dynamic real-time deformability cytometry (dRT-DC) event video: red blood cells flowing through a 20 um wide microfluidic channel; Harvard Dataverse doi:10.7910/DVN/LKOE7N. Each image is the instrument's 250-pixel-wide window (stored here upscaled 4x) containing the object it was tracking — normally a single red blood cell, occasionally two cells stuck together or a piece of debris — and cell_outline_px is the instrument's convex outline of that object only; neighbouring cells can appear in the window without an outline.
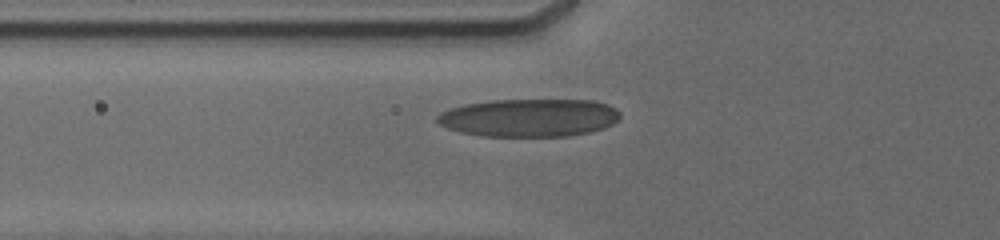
{"species": "human", "species_latin": "Homo sapiens", "temperature_condition": "cold", "stored_images_in_passage": 29, "camera_frame_rate_fps": 3000, "um_per_image_px": 0.085, "donor": {"sex": "male"}, "frame": {"image": 1, "passage_image": 4, "time_ms": 0.333, "image_size_px": [1000, 240], "cell_outline_px": [[620, 116], [612, 124], [604, 128], [592, 132], [568, 136], [480, 136], [460, 132], [448, 128], [440, 124], [436, 120], [436, 116], [440, 112], [464, 104], [492, 100], [592, 100], [608, 104], [616, 108], [620, 112]], "centroid_in_image_um": [44.99, 10.01], "position_along_channel_um": 80.8, "area_um2": 40.63}}
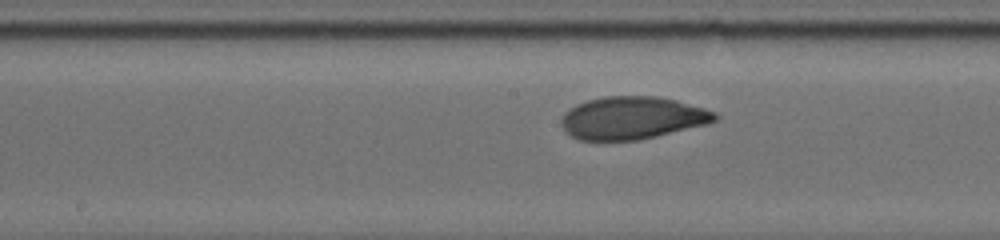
{"frame": {"image": 2, "passage_image": 13, "time_ms": 3.333, "image_size_px": [1000, 240], "cell_outline_px": [[720, 116], [716, 120], [708, 124], [640, 140], [580, 140], [572, 136], [564, 128], [560, 120], [564, 112], [576, 104], [588, 100], [604, 96], [656, 96], [676, 100], [704, 108], [716, 112]], "centroid_in_image_um": [53.77, 10.02], "position_along_channel_um": 194.4, "area_um2": 38.21}}
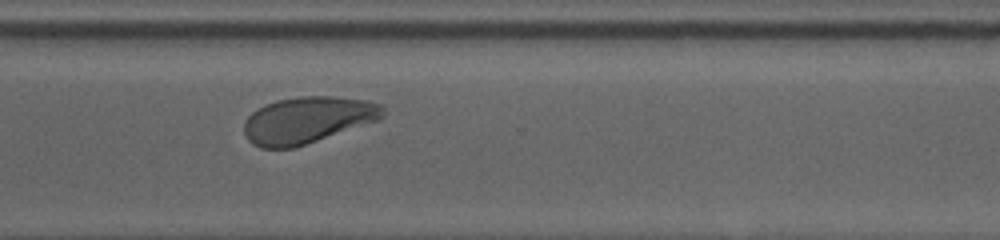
{"frame": {"image": 3, "passage_image": 28, "time_ms": 7.333, "image_size_px": [1000, 240], "cell_outline_px": [[384, 116], [376, 120], [292, 148], [260, 148], [252, 144], [248, 140], [244, 132], [244, 124], [248, 116], [256, 108], [264, 104], [276, 100], [300, 96], [332, 96], [368, 100], [384, 104]], "centroid_in_image_um": [26.11, 10.17], "position_along_channel_um": 344.5, "area_um2": 37.45}}